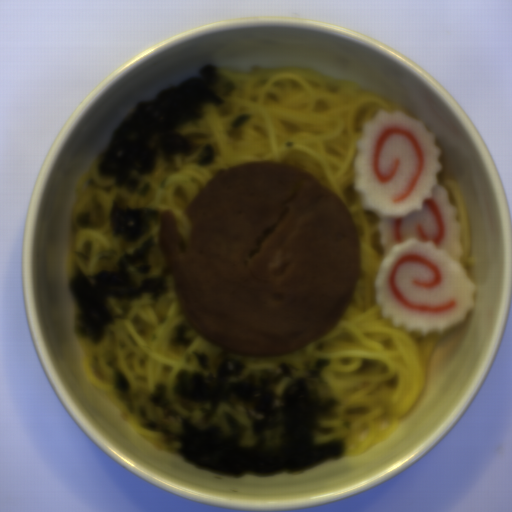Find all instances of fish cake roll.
<instances>
[{"label":"fish cake roll","mask_w":512,"mask_h":512,"mask_svg":"<svg viewBox=\"0 0 512 512\" xmlns=\"http://www.w3.org/2000/svg\"><path fill=\"white\" fill-rule=\"evenodd\" d=\"M360 133L352 189L378 219L376 308L410 334L445 335L474 311L478 286L462 262L457 206L439 184L442 148L406 111L379 109Z\"/></svg>","instance_id":"1"}]
</instances>
